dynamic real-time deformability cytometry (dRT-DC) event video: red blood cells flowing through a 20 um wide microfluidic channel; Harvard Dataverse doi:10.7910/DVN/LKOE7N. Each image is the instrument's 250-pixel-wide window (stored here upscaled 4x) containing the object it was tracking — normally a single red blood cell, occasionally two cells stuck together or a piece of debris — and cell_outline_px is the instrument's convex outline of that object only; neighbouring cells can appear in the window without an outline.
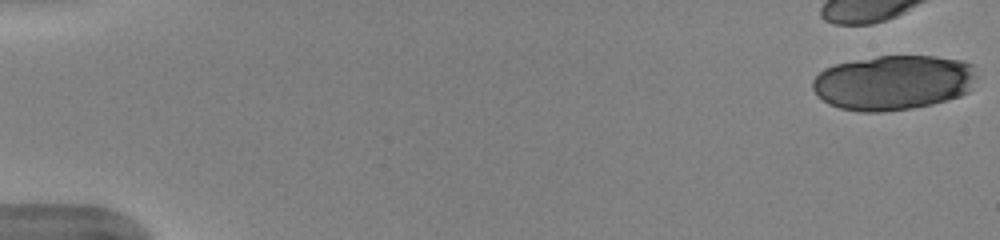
{"species": "human", "species_latin": "Homo sapiens", "temperature_condition": "warm", "stored_images_in_passage": 9, "camera_frame_rate_fps": 3000, "um_per_image_px": 0.085, "donor": {"sex": "female"}, "frame": {"image": 1, "passage_image": 1, "time_ms": 0.0, "image_size_px": [1000, 240], "cell_outline_px": [[976, 76], [968, 92], [960, 96], [932, 104], [912, 108], [880, 112], [860, 112], [840, 108], [828, 104], [812, 88], [812, 80], [824, 68], [836, 64], [876, 56], [936, 56], [964, 60], [972, 64]], "centroid_in_image_um": [75.94, 7.01], "position_along_channel_um": 9.1, "area_um2": 52.54}}